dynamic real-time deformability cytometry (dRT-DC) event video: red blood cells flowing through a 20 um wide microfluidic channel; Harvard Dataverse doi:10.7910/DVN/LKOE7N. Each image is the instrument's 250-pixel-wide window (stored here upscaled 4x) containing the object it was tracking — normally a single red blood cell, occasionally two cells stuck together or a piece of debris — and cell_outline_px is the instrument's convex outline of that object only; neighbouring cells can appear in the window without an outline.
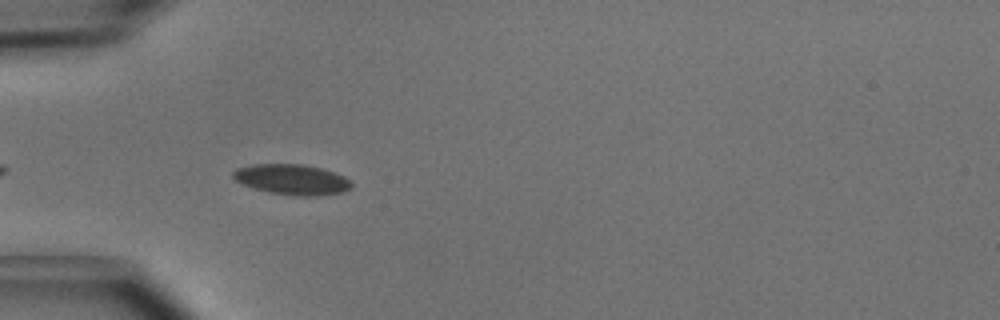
{"species": "common noctule bat (a hibernating species)", "species_latin": "Nyctalus noctula", "temperature_condition": "cold", "stored_images_in_passage": 6, "camera_frame_rate_fps": 3000, "um_per_image_px": 0.085, "animal": {"sex": "male", "body_mass_g": 15.6}, "frame": {"image": 1, "passage_image": 5, "time_ms": 1.333, "image_size_px": [1000, 320], "cell_outline_px": [[352, 188], [340, 192], [316, 196], [300, 196], [268, 192], [252, 188], [236, 180], [232, 176], [232, 172], [236, 168], [252, 164], [304, 164], [320, 168], [344, 176], [352, 184]], "centroid_in_image_um": [24.78, 15.25], "position_along_channel_um": 60.2, "area_um2": 20.87}}